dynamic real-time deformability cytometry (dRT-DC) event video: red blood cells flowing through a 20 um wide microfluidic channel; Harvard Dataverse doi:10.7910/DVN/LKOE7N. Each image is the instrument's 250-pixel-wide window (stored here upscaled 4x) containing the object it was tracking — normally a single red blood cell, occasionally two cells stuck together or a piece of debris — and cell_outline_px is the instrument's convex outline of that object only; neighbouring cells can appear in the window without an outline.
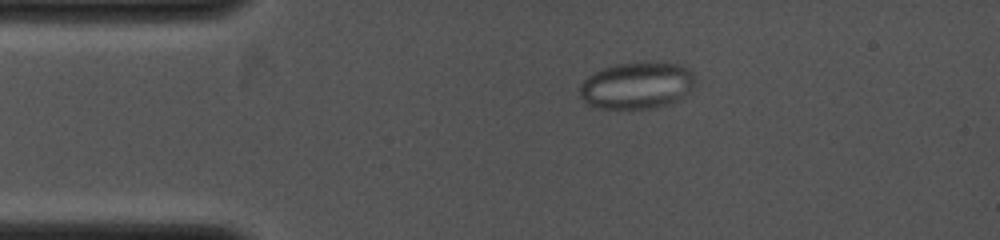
{"species": "common noctule bat (a hibernating species)", "species_latin": "Nyctalus noctula", "temperature_condition": "cold", "stored_images_in_passage": 60, "camera_frame_rate_fps": 4000, "um_per_image_px": 0.085, "animal": {"sex": "female", "body_mass_g": 19.0, "forearm_length_mm": 53.3}, "frame": {"image": 1, "passage_image": 15, "time_ms": 2.5, "image_size_px": [1000, 240], "cell_outline_px": [[696, 76], [692, 88], [684, 96], [668, 104], [652, 108], [600, 108], [588, 104], [580, 96], [580, 84], [588, 76], [604, 68], [616, 64], [644, 60], [652, 60], [680, 64], [688, 68]], "centroid_in_image_um": [54.17, 7.22], "position_along_channel_um": 30.8, "area_um2": 31.85}}
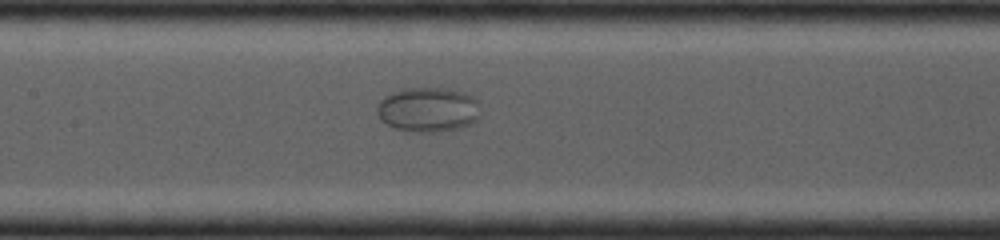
{"frame": {"image": 2, "passage_image": 37, "time_ms": 6.5, "image_size_px": [1000, 240], "cell_outline_px": [[476, 120], [460, 128], [440, 132], [408, 132], [396, 128], [388, 124], [380, 116], [376, 108], [392, 92], [424, 88], [456, 92], [468, 96], [472, 100], [476, 116]], "centroid_in_image_um": [36.31, 9.39], "position_along_channel_um": 171.1, "area_um2": 25.09}}
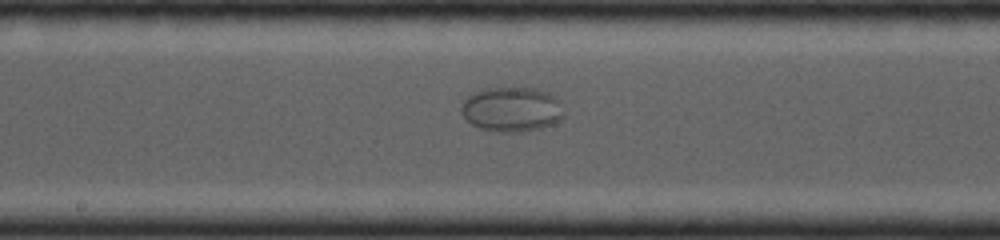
{"frame": {"image": 3, "passage_image": 41, "time_ms": 7.25, "image_size_px": [1000, 240], "cell_outline_px": [[560, 120], [556, 124], [524, 132], [496, 132], [480, 128], [472, 124], [464, 116], [460, 108], [464, 100], [480, 92], [500, 88], [524, 88], [540, 92], [548, 96], [552, 100], [560, 116]], "centroid_in_image_um": [43.39, 9.37], "position_along_channel_um": 204.8, "area_um2": 25.03}}